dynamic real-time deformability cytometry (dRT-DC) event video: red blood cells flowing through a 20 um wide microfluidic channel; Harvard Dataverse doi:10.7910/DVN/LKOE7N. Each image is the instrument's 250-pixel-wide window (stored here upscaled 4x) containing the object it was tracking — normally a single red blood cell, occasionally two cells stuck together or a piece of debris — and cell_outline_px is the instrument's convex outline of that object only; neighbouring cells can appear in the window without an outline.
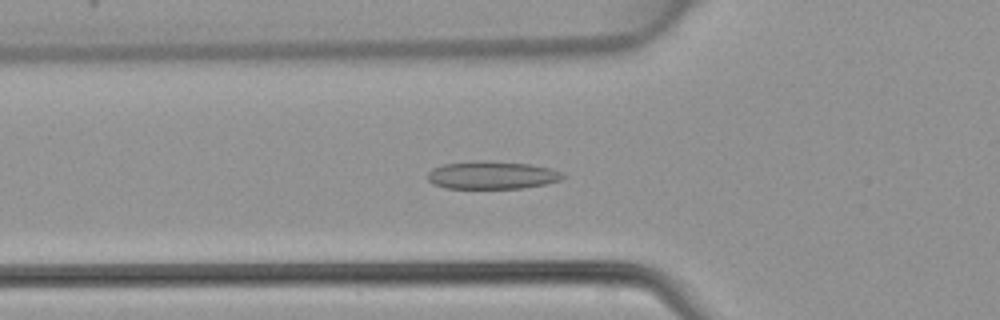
{"species": "common noctule bat (a hibernating species)", "species_latin": "Nyctalus noctula", "temperature_condition": "warm", "stored_images_in_passage": 47, "camera_frame_rate_fps": 3000, "um_per_image_px": 0.085, "animal": {"sex": "female", "body_mass_g": 22.7, "forearm_length_mm": 54.2}, "frame": {"image": 1, "passage_image": 16, "time_ms": 5.0, "image_size_px": [1000, 320], "cell_outline_px": [[568, 176], [560, 180], [544, 184], [520, 188], [444, 188], [432, 184], [428, 180], [428, 172], [432, 168], [444, 164], [476, 160], [488, 160], [528, 164], [552, 168]], "centroid_in_image_um": [41.8, 14.88], "position_along_channel_um": 84.0, "area_um2": 22.08}}
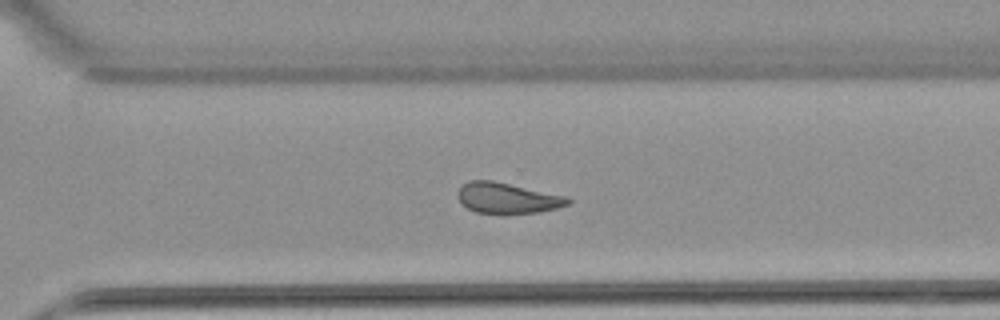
{"frame": {"image": 2, "passage_image": 33, "time_ms": 10.667, "image_size_px": [1000, 320], "cell_outline_px": [[572, 200], [568, 204], [556, 208], [536, 212], [504, 216], [500, 216], [476, 212], [460, 204], [456, 196], [456, 192], [468, 180], [492, 180], [568, 196]], "centroid_in_image_um": [43.08, 16.86], "position_along_channel_um": 327.5, "area_um2": 20.4}}
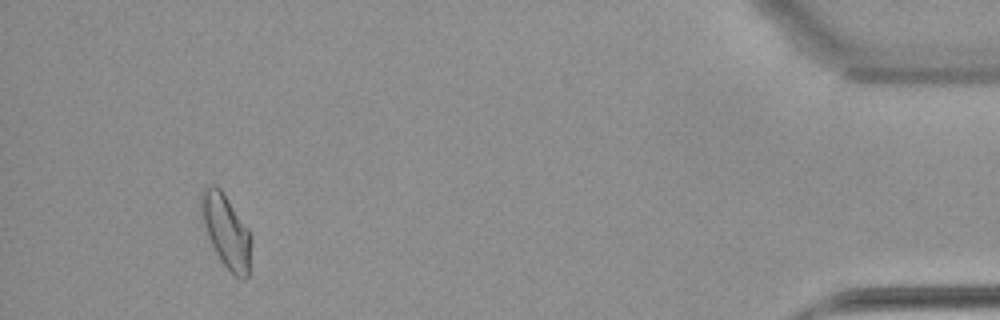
{"frame": {"image": 3, "passage_image": 44, "time_ms": 14.333, "image_size_px": [1000, 320], "cell_outline_px": [[248, 276], [244, 280], [240, 280], [220, 260], [200, 220], [200, 192], [204, 184], [216, 184], [220, 188], [248, 228]], "centroid_in_image_um": [19.12, 19.54], "position_along_channel_um": 416.1, "area_um2": 20.98}}